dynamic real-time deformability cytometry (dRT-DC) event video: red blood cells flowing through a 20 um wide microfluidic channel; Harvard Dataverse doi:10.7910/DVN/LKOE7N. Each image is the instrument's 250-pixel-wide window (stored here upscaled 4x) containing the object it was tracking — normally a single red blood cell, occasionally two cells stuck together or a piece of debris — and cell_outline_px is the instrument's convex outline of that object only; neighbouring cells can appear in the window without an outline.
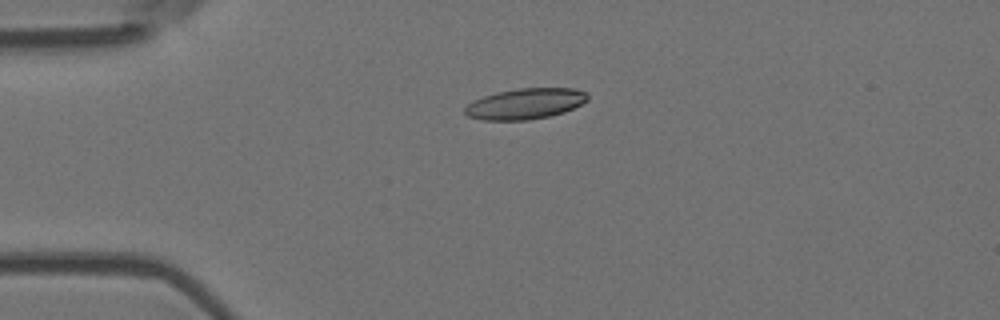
{"species": "Egyptian fruit bat (a non-hibernating species)", "species_latin": "Rousettus aegyptiacus", "temperature_condition": "room temperature", "stored_images_in_passage": 5, "camera_frame_rate_fps": 3000, "um_per_image_px": 0.085, "animal": {"sex": "female"}, "frame": {"image": 1, "passage_image": 4, "time_ms": 1.0, "image_size_px": [1000, 320], "cell_outline_px": [[588, 100], [564, 112], [548, 116], [528, 120], [484, 120], [468, 116], [464, 112], [464, 108], [472, 100], [496, 92], [520, 88], [576, 88], [588, 92]], "centroid_in_image_um": [44.65, 8.81], "position_along_channel_um": 40.4, "area_um2": 22.02}}